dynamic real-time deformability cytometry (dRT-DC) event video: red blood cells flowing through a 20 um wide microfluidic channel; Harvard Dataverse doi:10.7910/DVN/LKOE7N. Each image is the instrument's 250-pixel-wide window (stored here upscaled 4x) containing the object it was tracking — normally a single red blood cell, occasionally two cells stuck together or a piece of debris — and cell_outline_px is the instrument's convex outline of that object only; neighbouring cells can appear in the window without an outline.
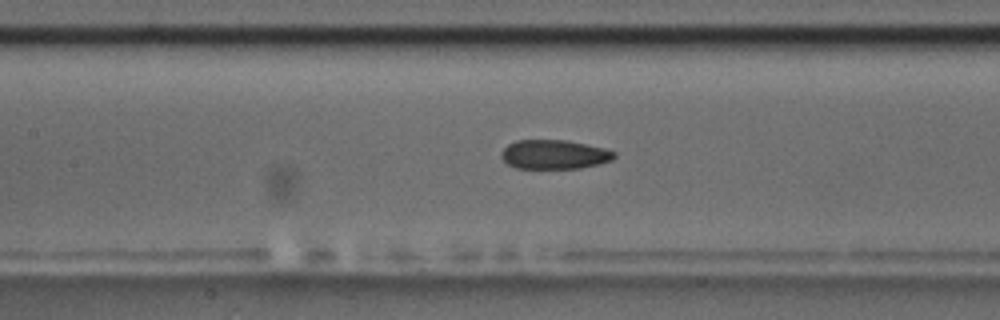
{"species": "common noctule bat (a hibernating species)", "species_latin": "Nyctalus noctula", "temperature_condition": "room temperature", "stored_images_in_passage": 37, "camera_frame_rate_fps": 3000, "um_per_image_px": 0.085, "animal": {"sex": "male", "body_mass_g": 17.5, "forearm_length_mm": 52.3}, "frame": {"image": 1, "passage_image": 12, "time_ms": 3.667, "image_size_px": [1000, 320], "cell_outline_px": [[616, 156], [612, 160], [600, 164], [580, 168], [516, 168], [508, 164], [500, 156], [500, 152], [508, 144], [516, 140], [568, 140], [604, 148], [616, 152]], "centroid_in_image_um": [47.12, 13.12], "position_along_channel_um": 160.3, "area_um2": 19.31}}
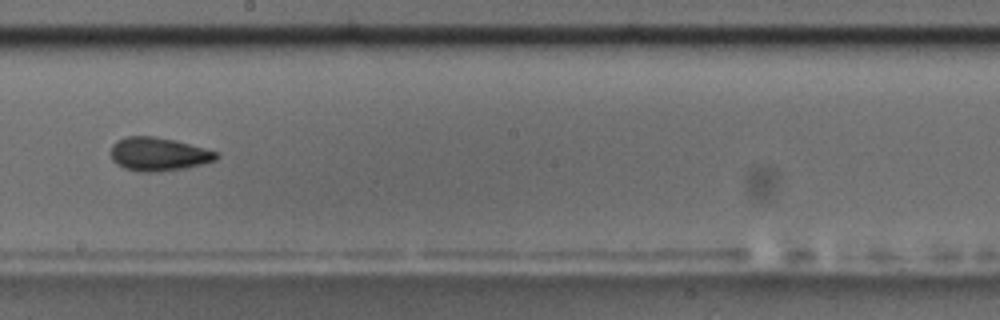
{"frame": {"image": 2, "passage_image": 18, "time_ms": 5.667, "image_size_px": [1000, 320], "cell_outline_px": [[220, 156], [216, 160], [184, 168], [152, 172], [144, 172], [124, 168], [116, 164], [112, 160], [108, 152], [112, 144], [116, 140], [128, 136], [156, 136], [176, 140], [220, 152]], "centroid_in_image_um": [13.44, 13.08], "position_along_channel_um": 234.8, "area_um2": 20.87}}
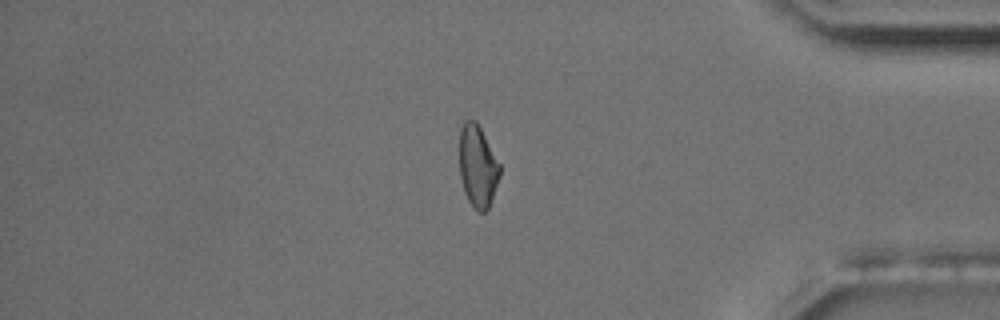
{"frame": {"image": 3, "passage_image": 33, "time_ms": 10.667, "image_size_px": [1000, 320], "cell_outline_px": [[500, 176], [492, 200], [488, 208], [484, 212], [476, 212], [468, 200], [464, 192], [460, 176], [460, 128], [464, 120], [476, 120], [500, 164]], "centroid_in_image_um": [40.6, 14.15], "position_along_channel_um": 394.6, "area_um2": 19.36}}